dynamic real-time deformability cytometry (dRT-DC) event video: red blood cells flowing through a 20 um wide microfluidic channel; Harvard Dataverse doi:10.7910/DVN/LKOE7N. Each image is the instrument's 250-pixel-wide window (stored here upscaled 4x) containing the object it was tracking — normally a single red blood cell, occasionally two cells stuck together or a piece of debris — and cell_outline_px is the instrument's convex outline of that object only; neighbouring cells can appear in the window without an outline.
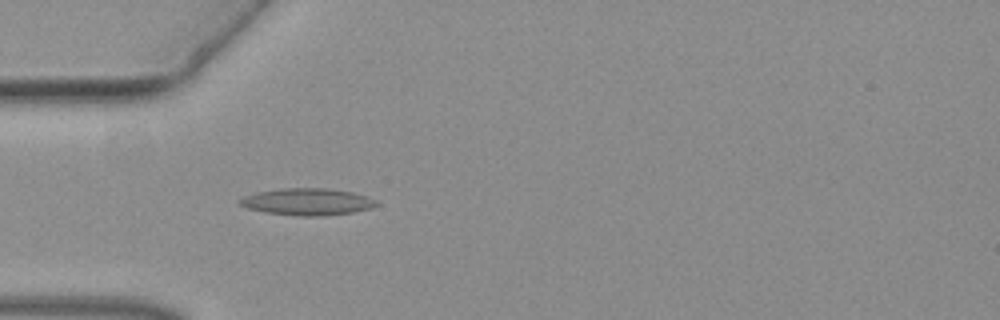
{"species": "common noctule bat (a hibernating species)", "species_latin": "Nyctalus noctula", "temperature_condition": "warm", "stored_images_in_passage": 38, "camera_frame_rate_fps": 3000, "um_per_image_px": 0.085, "animal": {"sex": "female", "body_mass_g": 19.3, "forearm_length_mm": 54.1}, "frame": {"image": 1, "passage_image": 6, "time_ms": 1.667, "image_size_px": [1000, 320], "cell_outline_px": [[380, 204], [372, 208], [352, 212], [324, 216], [296, 216], [264, 212], [248, 208], [240, 204], [236, 200], [244, 196], [260, 192], [284, 188], [328, 188], [352, 192], [376, 200]], "centroid_in_image_um": [26.13, 17.16], "position_along_channel_um": 58.9, "area_um2": 21.39}}
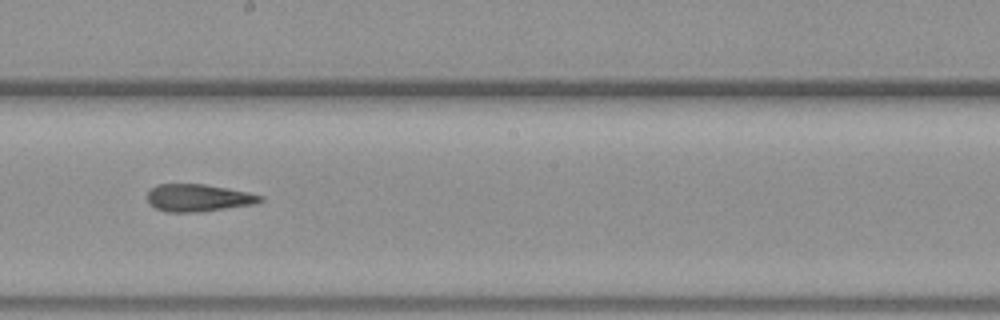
{"frame": {"image": 2, "passage_image": 19, "time_ms": 6.0, "image_size_px": [1000, 320], "cell_outline_px": [[264, 200], [256, 204], [196, 212], [164, 212], [156, 208], [148, 200], [148, 192], [156, 184], [204, 184], [228, 188], [248, 192], [264, 196]], "centroid_in_image_um": [16.89, 16.81], "position_along_channel_um": 231.3, "area_um2": 17.98}}
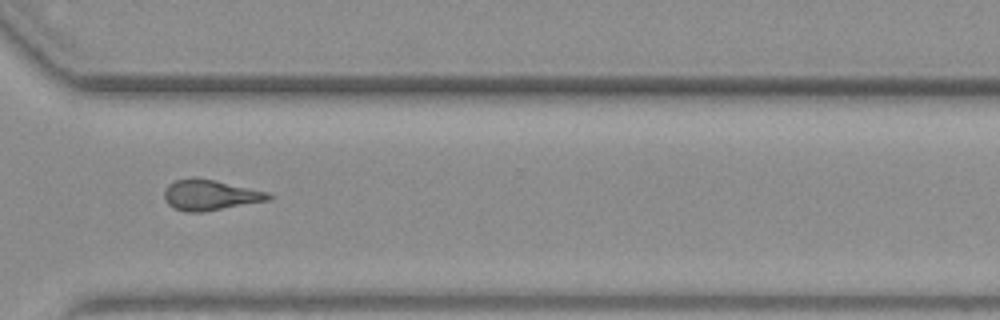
{"frame": {"image": 3, "passage_image": 28, "time_ms": 9.0, "image_size_px": [1000, 320], "cell_outline_px": [[272, 200], [204, 212], [184, 212], [172, 208], [164, 200], [164, 192], [168, 184], [176, 180], [196, 176], [268, 192], [272, 196]], "centroid_in_image_um": [17.84, 16.58], "position_along_channel_um": 352.8, "area_um2": 18.84}}